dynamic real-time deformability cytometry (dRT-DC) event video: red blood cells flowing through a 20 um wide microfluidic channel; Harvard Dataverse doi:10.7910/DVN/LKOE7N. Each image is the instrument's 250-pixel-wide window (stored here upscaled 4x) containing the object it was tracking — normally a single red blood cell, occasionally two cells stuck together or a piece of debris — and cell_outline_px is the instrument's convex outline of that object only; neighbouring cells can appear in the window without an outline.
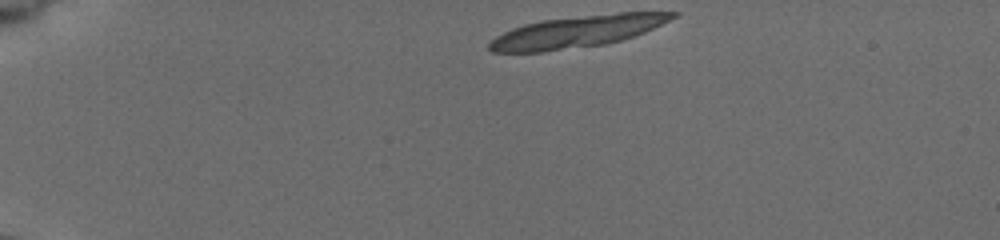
{"species": "common noctule bat (a hibernating species)", "species_latin": "Nyctalus noctula", "temperature_condition": "cold", "stored_images_in_passage": 11, "camera_frame_rate_fps": 3000, "um_per_image_px": 0.085, "animal": {"sex": "female", "body_mass_g": 19.5, "forearm_length_mm": 54.1}, "frame": {"image": 1, "passage_image": 1, "time_ms": 0.0, "image_size_px": [1000, 240], "cell_outline_px": [[680, 12], [676, 16], [644, 32], [620, 40], [604, 44], [544, 52], [492, 52], [488, 48], [488, 44], [496, 36], [512, 28], [524, 24], [544, 20], [620, 12]], "centroid_in_image_um": [49.01, 2.69], "position_along_channel_um": 36.0, "area_um2": 33.41}}